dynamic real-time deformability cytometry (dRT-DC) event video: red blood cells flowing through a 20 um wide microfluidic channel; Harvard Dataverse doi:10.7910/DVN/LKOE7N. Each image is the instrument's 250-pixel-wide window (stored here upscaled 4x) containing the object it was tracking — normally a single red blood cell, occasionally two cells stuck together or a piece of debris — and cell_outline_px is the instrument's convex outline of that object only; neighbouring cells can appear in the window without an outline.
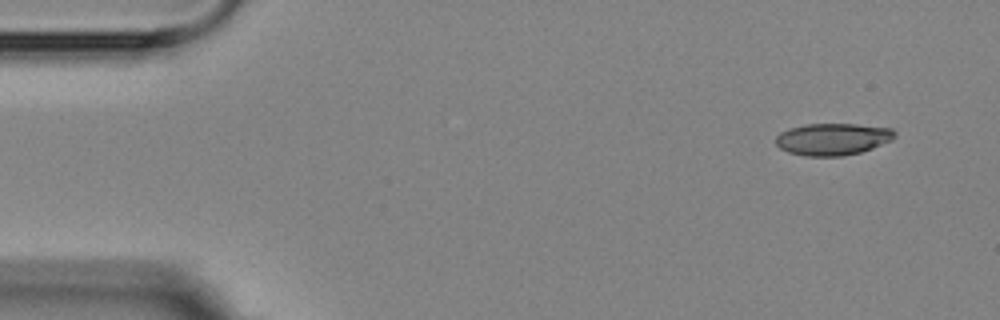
{"species": "Egyptian fruit bat (a non-hibernating species)", "species_latin": "Rousettus aegyptiacus", "temperature_condition": "room temperature", "stored_images_in_passage": 5, "camera_frame_rate_fps": 3000, "um_per_image_px": 0.085, "animal": {"sex": "female"}, "frame": {"image": 1, "passage_image": 1, "time_ms": 0.0, "image_size_px": [1000, 320], "cell_outline_px": [[896, 136], [892, 140], [872, 148], [860, 152], [844, 156], [804, 156], [788, 152], [780, 148], [776, 144], [776, 136], [780, 132], [788, 128], [808, 124], [856, 124], [892, 128], [896, 132]], "centroid_in_image_um": [70.78, 11.82], "position_along_channel_um": 14.2, "area_um2": 22.25}}
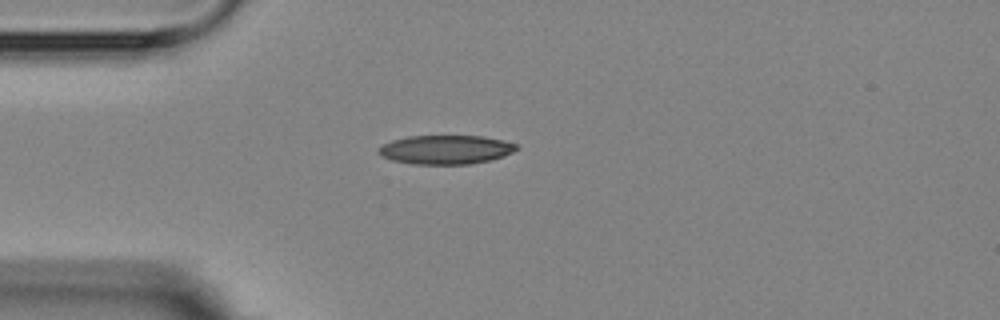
{"frame": {"image": 2, "passage_image": 4, "time_ms": 3.333, "image_size_px": [1000, 320], "cell_outline_px": [[520, 148], [504, 156], [492, 160], [468, 164], [412, 164], [392, 160], [380, 156], [376, 152], [376, 148], [392, 140], [408, 136], [484, 136], [504, 140], [516, 144]], "centroid_in_image_um": [37.88, 12.72], "position_along_channel_um": 47.1, "area_um2": 23.52}}